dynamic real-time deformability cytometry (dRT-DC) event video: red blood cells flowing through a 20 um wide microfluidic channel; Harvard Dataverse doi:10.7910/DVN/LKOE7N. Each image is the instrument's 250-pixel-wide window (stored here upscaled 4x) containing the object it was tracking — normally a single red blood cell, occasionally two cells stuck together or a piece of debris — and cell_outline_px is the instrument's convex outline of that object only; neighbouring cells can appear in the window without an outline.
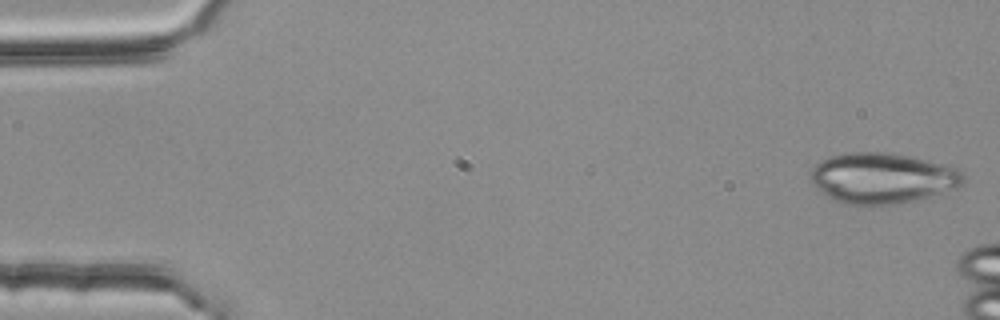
{"species": "common noctule bat (a hibernating species)", "species_latin": "Nyctalus noctula", "temperature_condition": "room temperature", "stored_images_in_passage": 7, "camera_frame_rate_fps": 3000, "um_per_image_px": 0.085, "animal": {"sex": "female", "body_mass_g": 25.1}, "frame": {"image": 1, "passage_image": 1, "time_ms": 0.0, "image_size_px": [1000, 320], "cell_outline_px": [[964, 184], [956, 188], [916, 200], [900, 204], [844, 204], [832, 200], [820, 192], [812, 180], [812, 168], [820, 160], [828, 156], [848, 152], [888, 152], [912, 156], [956, 168], [964, 176]], "centroid_in_image_um": [74.98, 15.13], "position_along_channel_um": 10.0, "area_um2": 45.03}}